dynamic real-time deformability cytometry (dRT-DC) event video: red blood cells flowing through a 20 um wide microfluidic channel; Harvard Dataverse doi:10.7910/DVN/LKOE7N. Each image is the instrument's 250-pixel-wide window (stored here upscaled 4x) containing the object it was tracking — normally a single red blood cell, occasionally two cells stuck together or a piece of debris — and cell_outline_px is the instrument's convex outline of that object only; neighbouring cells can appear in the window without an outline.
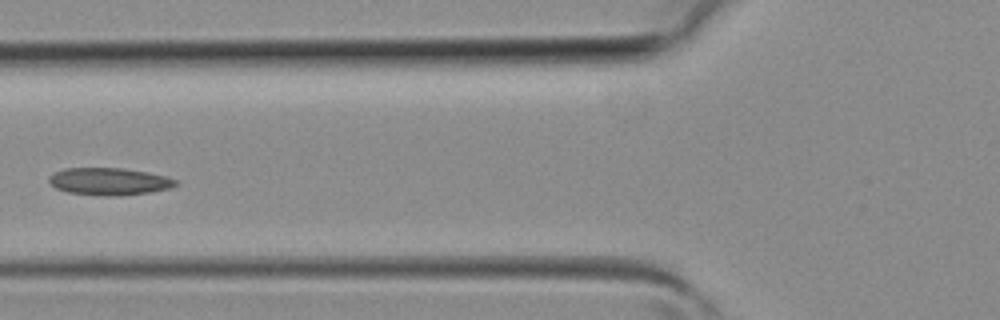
{"species": "common noctule bat (a hibernating species)", "species_latin": "Nyctalus noctula", "temperature_condition": "room temperature", "stored_images_in_passage": 4, "camera_frame_rate_fps": 3000, "um_per_image_px": 0.085, "animal": {"sex": "female", "body_mass_g": 19.3, "forearm_length_mm": 54.1}, "frame": {"image": 1, "passage_image": 4, "time_ms": 1.0, "image_size_px": [1000, 320], "cell_outline_px": [[180, 184], [172, 188], [152, 192], [120, 196], [100, 196], [68, 192], [56, 188], [48, 180], [48, 176], [52, 172], [64, 168], [120, 168], [148, 172], [164, 176], [176, 180]], "centroid_in_image_um": [9.28, 15.43], "position_along_channel_um": 116.5, "area_um2": 20.4}}